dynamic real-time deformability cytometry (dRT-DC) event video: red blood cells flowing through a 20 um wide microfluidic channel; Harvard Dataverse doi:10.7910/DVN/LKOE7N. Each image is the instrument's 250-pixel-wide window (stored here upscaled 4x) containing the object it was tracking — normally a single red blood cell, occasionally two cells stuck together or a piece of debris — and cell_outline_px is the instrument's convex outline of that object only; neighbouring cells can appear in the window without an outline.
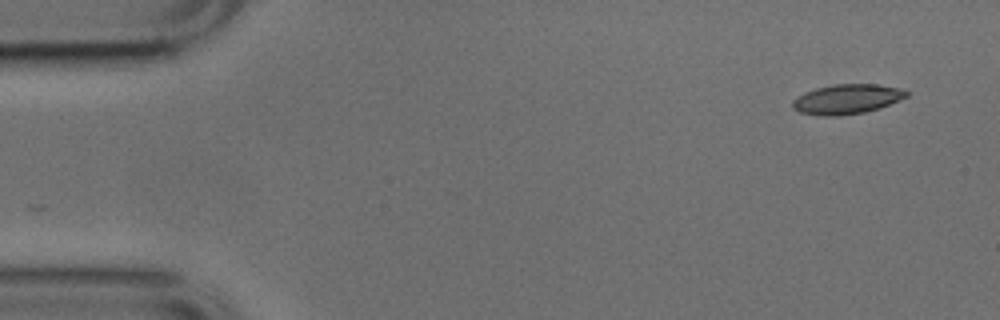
{"species": "common noctule bat (a hibernating species)", "species_latin": "Nyctalus noctula", "temperature_condition": "cold", "stored_images_in_passage": 50, "camera_frame_rate_fps": 3000, "um_per_image_px": 0.085, "animal": {"sex": "male", "body_mass_g": 17.9, "forearm_length_mm": 54.2}, "frame": {"image": 1, "passage_image": 1, "time_ms": 0.0, "image_size_px": [1000, 320], "cell_outline_px": [[908, 96], [880, 108], [864, 112], [840, 116], [820, 116], [800, 112], [792, 108], [792, 100], [804, 92], [816, 88], [832, 84], [876, 84], [896, 88], [908, 92]], "centroid_in_image_um": [71.94, 8.43], "position_along_channel_um": 13.1, "area_um2": 19.71}}
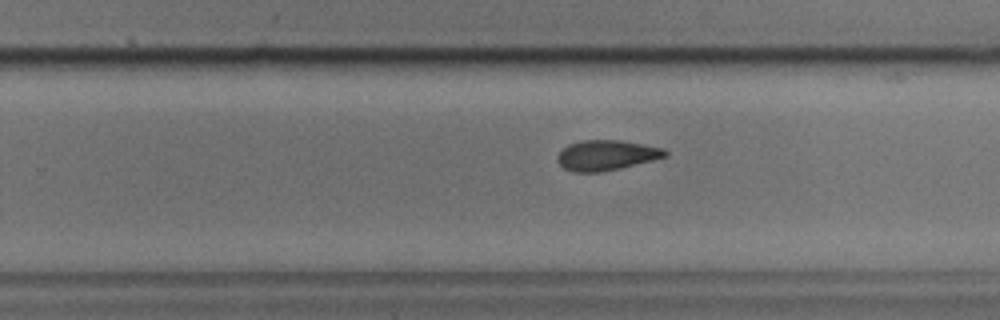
{"frame": {"image": 2, "passage_image": 30, "time_ms": 9.667, "image_size_px": [1000, 320], "cell_outline_px": [[668, 156], [620, 168], [600, 172], [572, 172], [564, 168], [556, 160], [556, 156], [568, 144], [580, 140], [620, 140], [664, 148], [668, 152]], "centroid_in_image_um": [51.53, 13.19], "position_along_channel_um": 278.3, "area_um2": 18.96}}
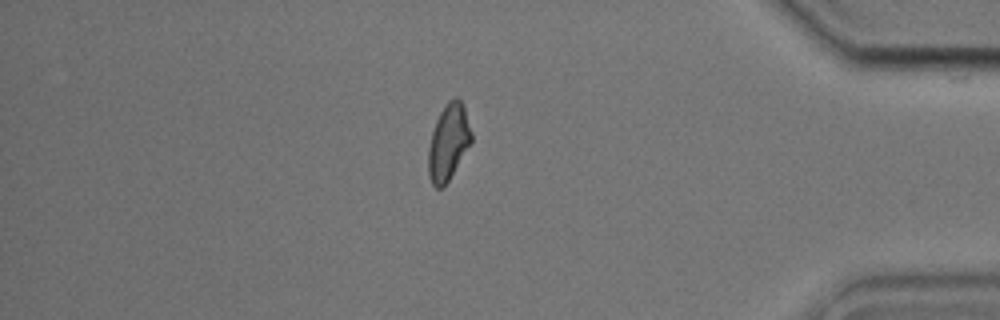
{"frame": {"image": 3, "passage_image": 42, "time_ms": 13.667, "image_size_px": [1000, 320], "cell_outline_px": [[472, 140], [444, 188], [436, 188], [432, 184], [428, 176], [428, 148], [432, 132], [436, 120], [444, 104], [448, 100], [456, 96], [460, 100], [464, 108], [472, 132]], "centroid_in_image_um": [38.09, 12.09], "position_along_channel_um": 397.1, "area_um2": 19.07}, "authors_computed_cell_mechanics": {"area_um2": 19.4208, "velocity_mm_per_s": 3.8234, "shape_relaxation_time_tau1_ms": 8.6489, "shape_relaxation_time_tau2_ms": 2.7719, "deformation_change_tau1": 0.2068, "deformation_change_tau2": 0.0948}}